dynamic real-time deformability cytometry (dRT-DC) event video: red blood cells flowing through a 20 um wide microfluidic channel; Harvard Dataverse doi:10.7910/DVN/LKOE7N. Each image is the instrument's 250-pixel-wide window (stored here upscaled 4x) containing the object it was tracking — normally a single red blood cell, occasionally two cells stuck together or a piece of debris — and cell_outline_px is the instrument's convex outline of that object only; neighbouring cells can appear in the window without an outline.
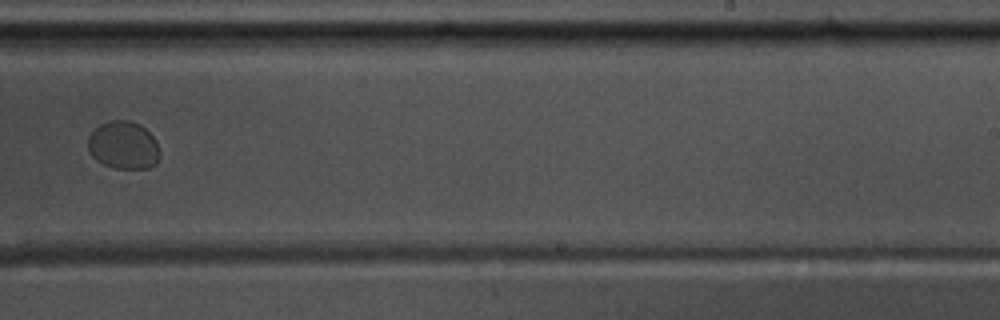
{"species": "common noctule bat (a hibernating species)", "species_latin": "Nyctalus noctula", "temperature_condition": "warm", "stored_images_in_passage": 10, "camera_frame_rate_fps": 3000, "um_per_image_px": 0.085, "animal": {"sex": "male", "body_mass_g": 17.5, "forearm_length_mm": 52.3}, "frame": {"image": 1, "passage_image": 10, "time_ms": 3.0, "image_size_px": [1000, 320], "cell_outline_px": [[160, 156], [156, 164], [148, 168], [112, 168], [96, 160], [88, 152], [88, 136], [100, 124], [112, 120], [128, 120], [140, 124], [156, 140], [160, 152]], "centroid_in_image_um": [10.49, 12.35], "position_along_channel_um": 278.5, "area_um2": 20.11}}